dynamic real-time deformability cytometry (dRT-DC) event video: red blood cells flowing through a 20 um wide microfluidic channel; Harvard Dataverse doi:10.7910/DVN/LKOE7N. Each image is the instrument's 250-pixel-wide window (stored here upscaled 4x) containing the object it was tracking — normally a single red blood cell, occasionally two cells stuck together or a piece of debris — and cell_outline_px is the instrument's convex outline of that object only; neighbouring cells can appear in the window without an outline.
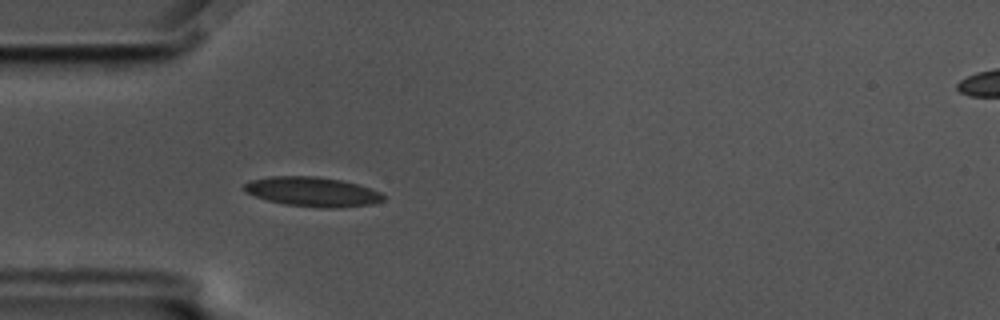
{"species": "common noctule bat (a hibernating species)", "species_latin": "Nyctalus noctula", "temperature_condition": "cold", "stored_images_in_passage": 18, "camera_frame_rate_fps": 3000, "um_per_image_px": 0.085, "animal": {"sex": "male", "body_mass_g": 17.5, "forearm_length_mm": 52.3}, "frame": {"image": 1, "passage_image": 3, "time_ms": 0.667, "image_size_px": [1000, 320], "cell_outline_px": [[384, 200], [372, 204], [336, 208], [324, 208], [284, 204], [268, 200], [244, 192], [244, 184], [248, 180], [272, 176], [316, 176], [340, 180], [356, 184], [380, 192], [384, 196]], "centroid_in_image_um": [26.52, 16.3], "position_along_channel_um": 58.5, "area_um2": 23.81}}